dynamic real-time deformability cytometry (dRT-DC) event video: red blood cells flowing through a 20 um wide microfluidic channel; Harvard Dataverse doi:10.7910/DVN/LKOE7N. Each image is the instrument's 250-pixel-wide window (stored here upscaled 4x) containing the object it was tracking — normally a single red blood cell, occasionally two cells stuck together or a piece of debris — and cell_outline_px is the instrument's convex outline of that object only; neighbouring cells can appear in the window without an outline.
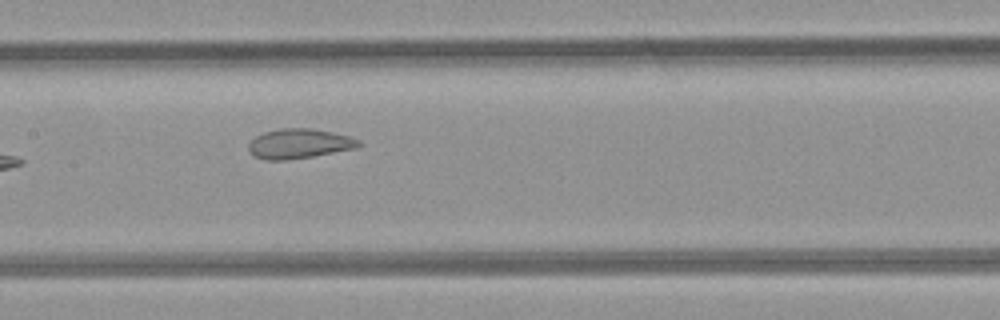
{"species": "common noctule bat (a hibernating species)", "species_latin": "Nyctalus noctula", "temperature_condition": "room temperature", "stored_images_in_passage": 10, "camera_frame_rate_fps": 3000, "um_per_image_px": 0.085, "animal": {"sex": "female", "body_mass_g": 21.9}, "frame": {"image": 1, "passage_image": 7, "time_ms": 7.667, "image_size_px": [1000, 320], "cell_outline_px": [[364, 144], [356, 148], [312, 156], [288, 160], [264, 160], [256, 156], [248, 148], [248, 144], [256, 136], [264, 132], [280, 128], [312, 128], [352, 136], [360, 140]], "centroid_in_image_um": [25.48, 12.2], "position_along_channel_um": 181.9, "area_um2": 19.13}}
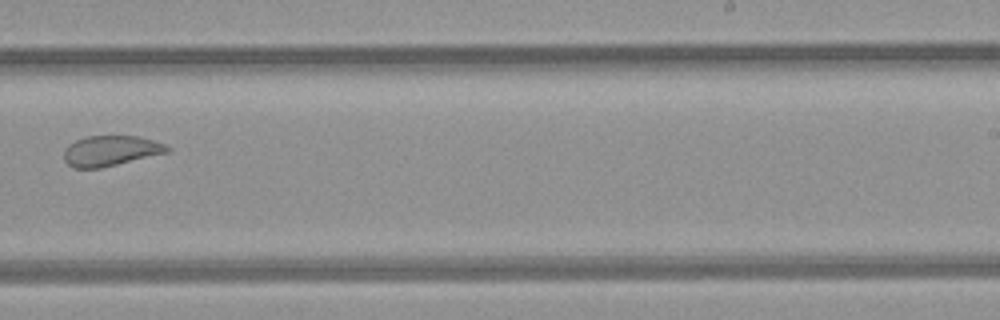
{"frame": {"image": 2, "passage_image": 9, "time_ms": 10.0, "image_size_px": [1000, 320], "cell_outline_px": [[172, 148], [168, 152], [100, 168], [72, 168], [64, 160], [64, 152], [68, 144], [76, 140], [88, 136], [136, 136], [152, 140], [164, 144]], "centroid_in_image_um": [9.38, 12.82], "position_along_channel_um": 279.6, "area_um2": 18.09}}
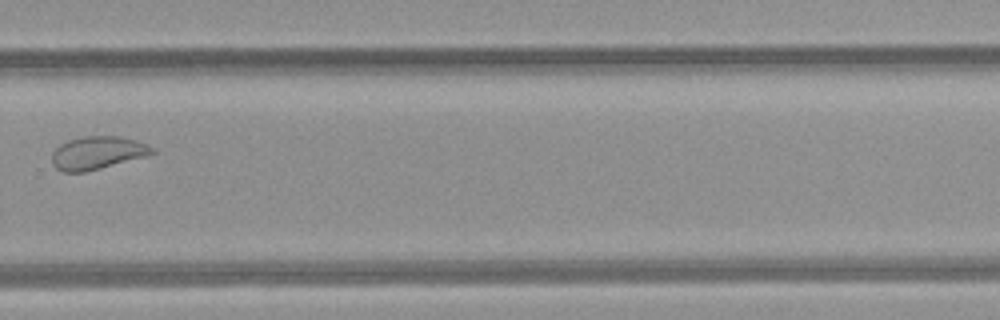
{"frame": {"image": 3, "passage_image": 10, "time_ms": 11.0, "image_size_px": [1000, 320], "cell_outline_px": [[156, 152], [152, 156], [84, 172], [64, 172], [56, 168], [52, 164], [52, 152], [60, 144], [68, 140], [84, 136], [116, 136], [136, 140], [148, 144], [156, 148]], "centroid_in_image_um": [8.35, 13.0], "position_along_channel_um": 321.4, "area_um2": 19.65}}